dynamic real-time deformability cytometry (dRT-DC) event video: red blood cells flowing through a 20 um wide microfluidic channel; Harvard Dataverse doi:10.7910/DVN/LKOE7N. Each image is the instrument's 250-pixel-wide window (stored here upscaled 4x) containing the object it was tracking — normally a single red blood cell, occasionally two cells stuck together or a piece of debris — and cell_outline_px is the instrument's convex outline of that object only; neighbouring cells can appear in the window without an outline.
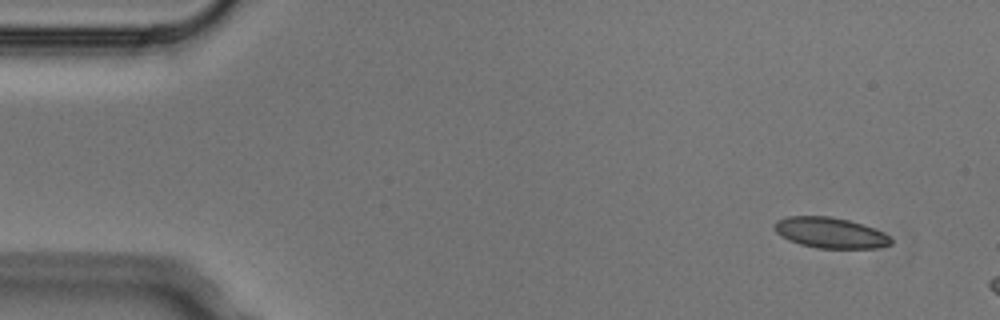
{"species": "Egyptian fruit bat (a non-hibernating species)", "species_latin": "Rousettus aegyptiacus", "temperature_condition": "cold", "stored_images_in_passage": 4, "camera_frame_rate_fps": 3000, "um_per_image_px": 0.085, "animal": {"sex": "male"}, "frame": {"image": 1, "passage_image": 1, "time_ms": 0.0, "image_size_px": [1000, 320], "cell_outline_px": [[892, 244], [876, 248], [816, 248], [800, 244], [788, 240], [780, 236], [772, 228], [772, 224], [776, 220], [788, 216], [832, 216], [848, 220], [884, 232], [892, 240]], "centroid_in_image_um": [70.51, 19.78], "position_along_channel_um": 14.5, "area_um2": 20.92}}